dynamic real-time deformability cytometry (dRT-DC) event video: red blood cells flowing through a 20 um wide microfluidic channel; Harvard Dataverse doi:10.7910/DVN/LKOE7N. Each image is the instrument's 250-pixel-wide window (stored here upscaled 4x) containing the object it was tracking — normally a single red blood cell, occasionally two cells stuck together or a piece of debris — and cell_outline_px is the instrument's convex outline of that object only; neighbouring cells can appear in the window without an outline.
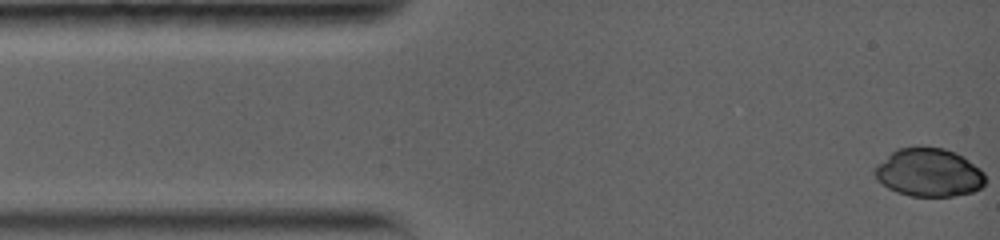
{"species": "common noctule bat (a hibernating species)", "species_latin": "Nyctalus noctula", "temperature_condition": "warm", "stored_images_in_passage": 10, "camera_frame_rate_fps": 5000, "um_per_image_px": 0.085, "animal": {"sex": "female", "body_mass_g": 19.0, "forearm_length_mm": 56.7}, "frame": {"image": 1, "passage_image": 1, "time_ms": 0.0, "image_size_px": [1000, 240], "cell_outline_px": [[984, 184], [980, 188], [972, 192], [952, 196], [912, 196], [896, 192], [888, 188], [872, 172], [876, 164], [896, 148], [920, 144], [944, 148], [956, 152], [964, 156], [980, 168], [984, 172]], "centroid_in_image_um": [78.94, 14.62], "position_along_channel_um": 6.1, "area_um2": 31.67}}